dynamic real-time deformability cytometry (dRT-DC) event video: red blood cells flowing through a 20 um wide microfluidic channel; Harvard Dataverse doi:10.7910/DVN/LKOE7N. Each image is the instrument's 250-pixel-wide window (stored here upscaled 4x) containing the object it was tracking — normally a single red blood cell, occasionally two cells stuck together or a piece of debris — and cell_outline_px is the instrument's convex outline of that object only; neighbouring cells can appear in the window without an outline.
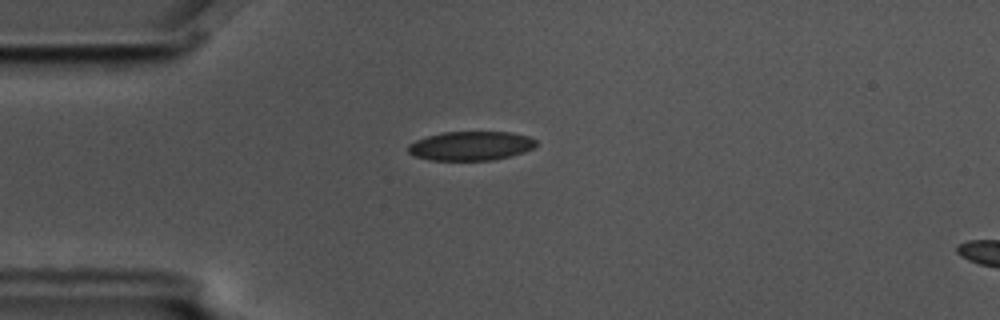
{"species": "common noctule bat (a hibernating species)", "species_latin": "Nyctalus noctula", "temperature_condition": "cold", "stored_images_in_passage": 7, "camera_frame_rate_fps": 3000, "um_per_image_px": 0.085, "animal": {"sex": "male", "body_mass_g": 17.5, "forearm_length_mm": 52.3}, "frame": {"image": 1, "passage_image": 4, "time_ms": 1.0, "image_size_px": [1000, 320], "cell_outline_px": [[536, 144], [532, 148], [524, 152], [512, 156], [492, 160], [428, 160], [416, 156], [408, 152], [408, 144], [416, 140], [428, 136], [444, 132], [512, 132], [528, 136], [536, 140]], "centroid_in_image_um": [40.03, 12.4], "position_along_channel_um": 45.0, "area_um2": 21.68}}